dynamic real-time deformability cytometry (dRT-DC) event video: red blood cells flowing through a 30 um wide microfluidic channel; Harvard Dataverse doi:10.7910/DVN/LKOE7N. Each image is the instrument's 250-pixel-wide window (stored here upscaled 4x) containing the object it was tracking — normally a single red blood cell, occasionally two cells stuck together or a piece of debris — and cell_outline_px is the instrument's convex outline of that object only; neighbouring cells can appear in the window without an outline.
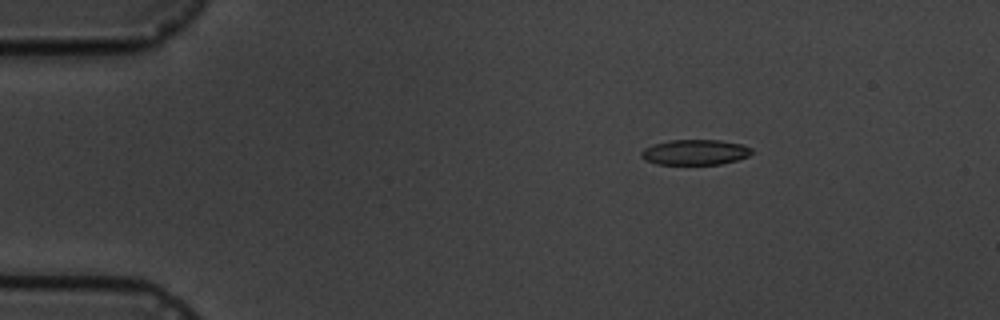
{"species": "common noctule bat (a hibernating species)", "species_latin": "Nyctalus noctula", "temperature_condition": "cold", "stored_images_in_passage": 5, "camera_frame_rate_fps": 3000, "um_per_image_px": 0.085, "animal": {"sex": "male", "body_mass_g": 19.5, "forearm_length_mm": 54.6}, "frame": {"image": 1, "passage_image": 5, "time_ms": 5.667, "image_size_px": [1000, 320], "cell_outline_px": [[752, 152], [748, 156], [736, 160], [720, 164], [656, 164], [644, 160], [640, 156], [640, 152], [644, 148], [652, 144], [672, 140], [720, 140], [744, 144], [752, 148]], "centroid_in_image_um": [59.06, 12.93], "position_along_channel_um": 25.9, "area_um2": 16.42}}